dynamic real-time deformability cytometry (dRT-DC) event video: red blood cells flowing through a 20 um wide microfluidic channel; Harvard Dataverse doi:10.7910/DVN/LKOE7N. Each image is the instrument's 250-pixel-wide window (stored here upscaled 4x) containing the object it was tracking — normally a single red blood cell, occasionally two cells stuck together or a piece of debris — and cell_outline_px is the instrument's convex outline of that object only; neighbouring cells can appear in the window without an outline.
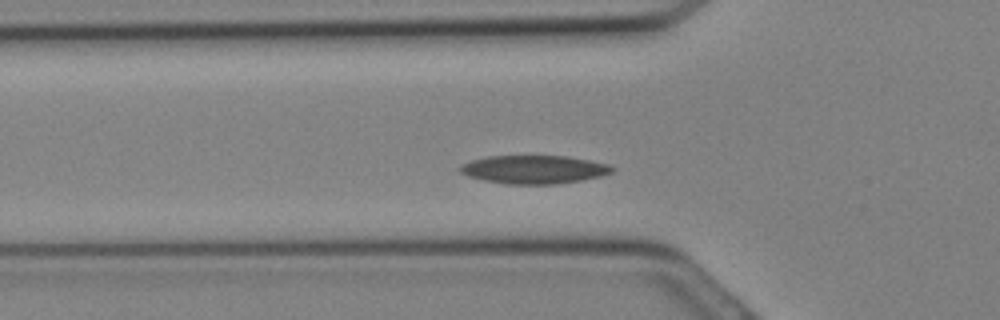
{"species": "Egyptian fruit bat (a non-hibernating species)", "species_latin": "Rousettus aegyptiacus", "temperature_condition": "cold", "stored_images_in_passage": 30, "camera_frame_rate_fps": 3000, "um_per_image_px": 0.085, "animal": {"sex": "female"}, "frame": {"image": 1, "passage_image": 8, "time_ms": 2.333, "image_size_px": [1000, 320], "cell_outline_px": [[616, 168], [612, 172], [600, 176], [580, 180], [556, 184], [504, 184], [484, 180], [468, 176], [460, 172], [460, 168], [464, 164], [472, 160], [488, 156], [568, 156], [608, 164]], "centroid_in_image_um": [45.4, 14.4], "position_along_channel_um": 80.4, "area_um2": 24.91}}
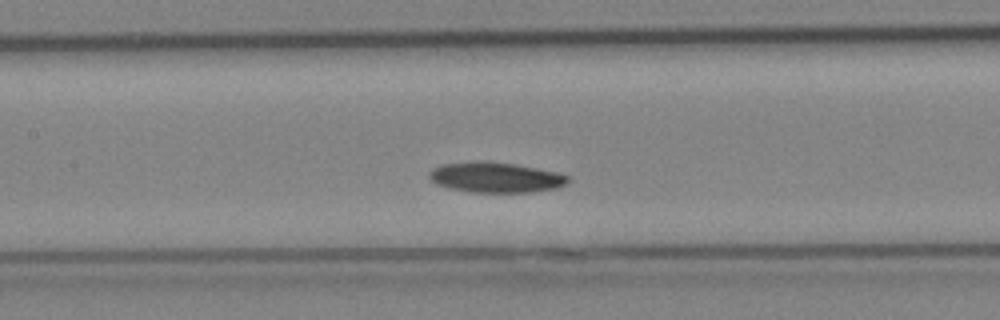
{"frame": {"image": 2, "passage_image": 12, "time_ms": 3.667, "image_size_px": [1000, 320], "cell_outline_px": [[572, 180], [556, 188], [532, 192], [472, 192], [448, 188], [436, 184], [428, 176], [432, 168], [440, 164], [472, 160], [488, 160], [516, 164], [556, 172], [568, 176]], "centroid_in_image_um": [42.09, 15.05], "position_along_channel_um": 165.3, "area_um2": 24.85}}
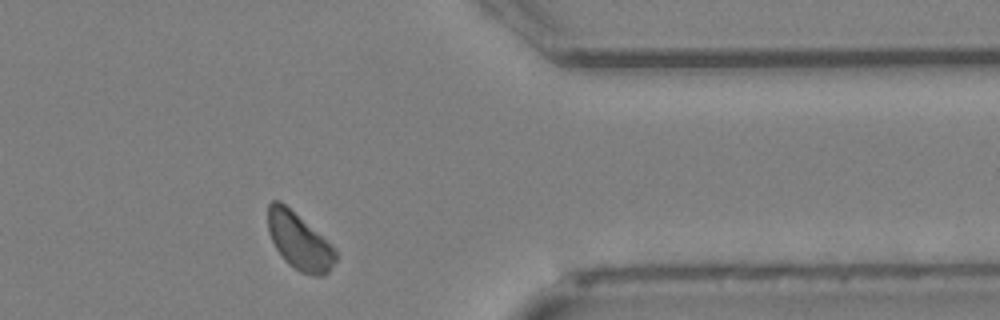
{"frame": {"image": 3, "passage_image": 23, "time_ms": 7.333, "image_size_px": [1000, 320], "cell_outline_px": [[336, 260], [328, 272], [324, 276], [312, 276], [300, 272], [288, 264], [284, 260], [276, 248], [268, 232], [268, 204], [272, 200], [280, 200], [336, 248]], "centroid_in_image_um": [25.43, 20.53], "position_along_channel_um": 386.0, "area_um2": 22.31}}